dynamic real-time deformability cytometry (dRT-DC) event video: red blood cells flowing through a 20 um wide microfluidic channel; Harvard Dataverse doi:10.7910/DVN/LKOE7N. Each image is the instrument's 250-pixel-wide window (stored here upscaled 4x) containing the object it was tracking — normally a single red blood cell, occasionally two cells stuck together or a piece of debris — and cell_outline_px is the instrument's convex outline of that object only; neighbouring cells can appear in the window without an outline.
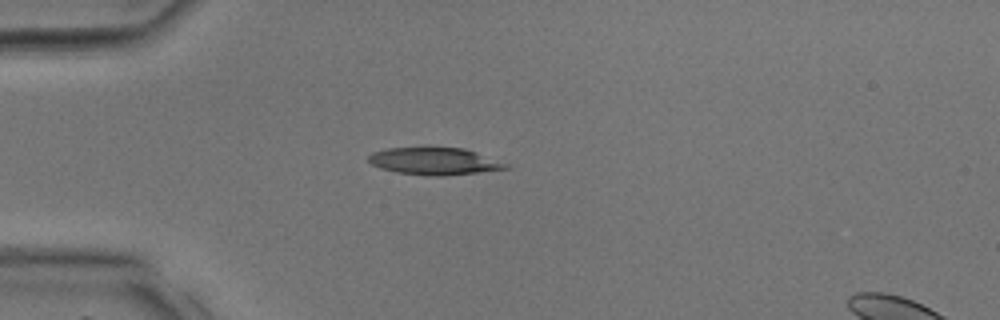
{"species": "common noctule bat (a hibernating species)", "species_latin": "Nyctalus noctula", "temperature_condition": "room temperature", "stored_images_in_passage": 28, "camera_frame_rate_fps": 3000, "um_per_image_px": 0.085, "animal": {"sex": "male", "body_mass_g": 17.9, "forearm_length_mm": 54.2}, "frame": {"image": 1, "passage_image": 1, "time_ms": 0.0, "image_size_px": [1000, 320], "cell_outline_px": [[512, 168], [448, 176], [424, 176], [396, 172], [380, 168], [372, 164], [368, 160], [368, 156], [372, 152], [388, 148], [424, 144], [428, 144], [464, 148], [476, 152], [508, 164]], "centroid_in_image_um": [36.89, 13.66], "position_along_channel_um": 48.1, "area_um2": 22.95}}
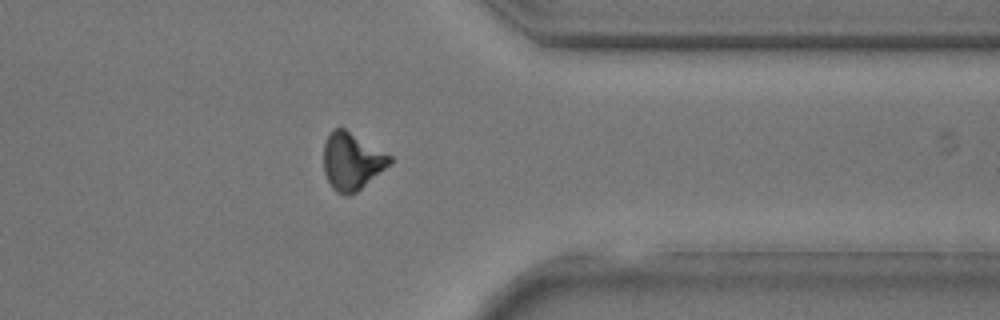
{"frame": {"image": 2, "passage_image": 21, "time_ms": 6.667, "image_size_px": [1000, 320], "cell_outline_px": [[392, 164], [356, 192], [348, 196], [344, 196], [336, 192], [332, 188], [324, 172], [324, 144], [332, 128], [344, 128], [392, 156]], "centroid_in_image_um": [29.91, 13.72], "position_along_channel_um": 381.5, "area_um2": 22.08}}
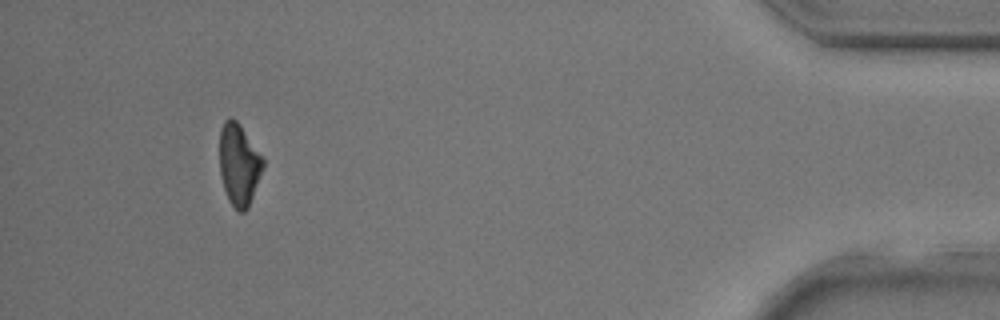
{"frame": {"image": 3, "passage_image": 26, "time_ms": 8.333, "image_size_px": [1000, 320], "cell_outline_px": [[264, 168], [248, 208], [244, 212], [236, 212], [228, 200], [224, 188], [220, 172], [220, 128], [224, 120], [228, 116], [232, 116], [240, 124], [264, 160]], "centroid_in_image_um": [20.3, 13.99], "position_along_channel_um": 414.9, "area_um2": 20.87}}